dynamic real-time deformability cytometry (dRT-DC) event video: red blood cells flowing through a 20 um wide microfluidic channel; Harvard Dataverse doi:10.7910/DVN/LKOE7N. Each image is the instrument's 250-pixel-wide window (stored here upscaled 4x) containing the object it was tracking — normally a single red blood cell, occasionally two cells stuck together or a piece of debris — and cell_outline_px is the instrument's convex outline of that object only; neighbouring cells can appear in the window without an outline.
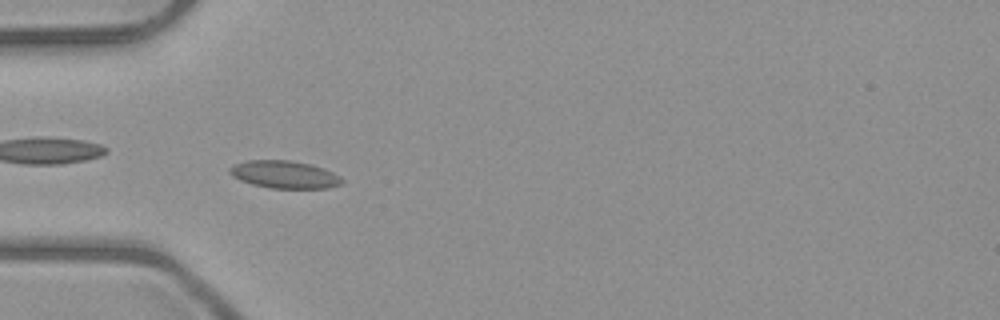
{"species": "common noctule bat (a hibernating species)", "species_latin": "Nyctalus noctula", "temperature_condition": "room temperature", "stored_images_in_passage": 53, "camera_frame_rate_fps": 3000, "um_per_image_px": 0.085, "animal": {"sex": "male", "body_mass_g": 23.1, "forearm_length_mm": 52.7}, "frame": {"image": 1, "passage_image": 17, "time_ms": 5.333, "image_size_px": [1000, 320], "cell_outline_px": [[344, 180], [340, 184], [328, 188], [268, 188], [252, 184], [240, 180], [232, 176], [228, 172], [228, 168], [236, 164], [248, 160], [288, 160], [308, 164], [324, 168], [340, 176]], "centroid_in_image_um": [24.16, 14.84], "position_along_channel_um": 60.8, "area_um2": 17.98}}
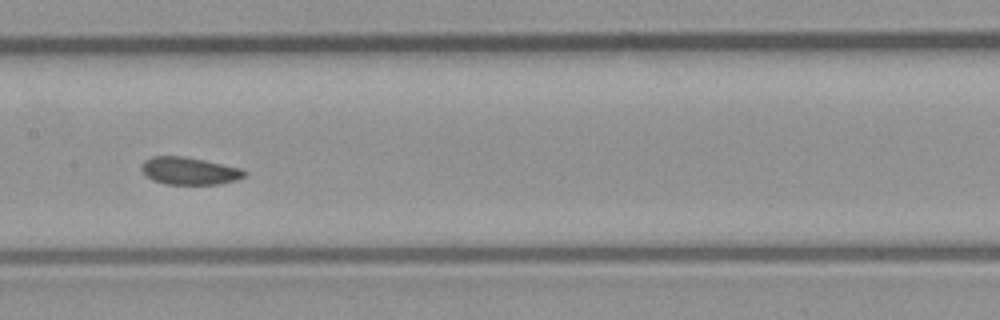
{"frame": {"image": 2, "passage_image": 27, "time_ms": 8.667, "image_size_px": [1000, 320], "cell_outline_px": [[248, 172], [244, 176], [236, 180], [220, 184], [164, 184], [152, 180], [144, 176], [140, 168], [140, 164], [144, 160], [152, 156], [184, 156], [204, 160], [240, 168]], "centroid_in_image_um": [16.03, 14.53], "position_along_channel_um": 191.4, "area_um2": 16.65}}
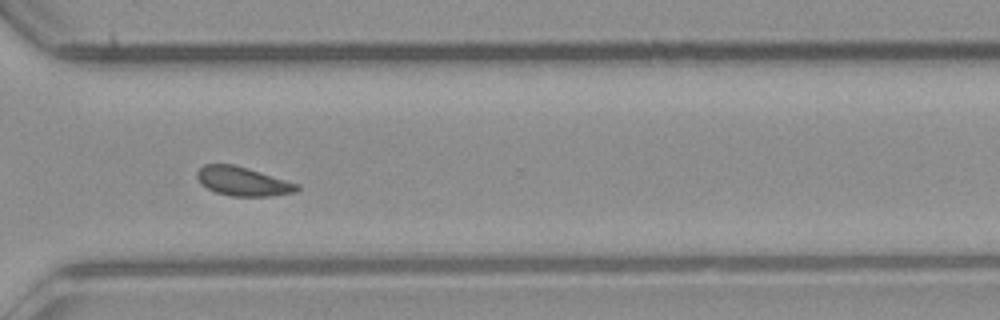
{"frame": {"image": 3, "passage_image": 39, "time_ms": 12.667, "image_size_px": [1000, 320], "cell_outline_px": [[300, 188], [296, 192], [272, 196], [232, 196], [216, 192], [200, 184], [196, 176], [196, 172], [204, 164], [232, 164], [248, 168], [300, 184]], "centroid_in_image_um": [20.65, 15.41], "position_along_channel_um": 349.9, "area_um2": 16.94}, "authors_computed_cell_mechanics": {"area_um2": 17.051, "velocity_mm_per_s": 3.9738, "shape_relaxation_time_tau1_ms": 6.1245, "shape_relaxation_time_tau2_ms": null, "deformation_change_tau1": 0.0537, "deformation_change_tau2": null}}